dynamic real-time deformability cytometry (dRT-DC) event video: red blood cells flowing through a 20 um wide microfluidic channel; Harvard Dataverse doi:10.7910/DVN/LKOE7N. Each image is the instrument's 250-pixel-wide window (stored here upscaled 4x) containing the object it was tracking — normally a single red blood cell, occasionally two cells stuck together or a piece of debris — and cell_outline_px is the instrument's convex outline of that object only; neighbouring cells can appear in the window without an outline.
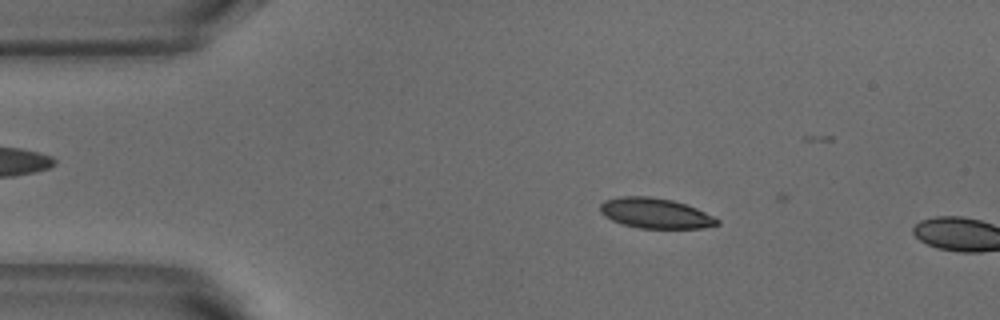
{"species": "common noctule bat (a hibernating species)", "species_latin": "Nyctalus noctula", "temperature_condition": "warm", "stored_images_in_passage": 4, "camera_frame_rate_fps": 3000, "um_per_image_px": 0.085, "animal": {"sex": "male", "body_mass_g": 18.8}, "frame": {"image": 1, "passage_image": 3, "time_ms": 0.667, "image_size_px": [1000, 320], "cell_outline_px": [[720, 224], [704, 228], [640, 228], [620, 224], [604, 216], [600, 212], [600, 204], [604, 200], [620, 196], [648, 196], [672, 200], [696, 208], [720, 220]], "centroid_in_image_um": [55.67, 18.13], "position_along_channel_um": 29.3, "area_um2": 20.63}}